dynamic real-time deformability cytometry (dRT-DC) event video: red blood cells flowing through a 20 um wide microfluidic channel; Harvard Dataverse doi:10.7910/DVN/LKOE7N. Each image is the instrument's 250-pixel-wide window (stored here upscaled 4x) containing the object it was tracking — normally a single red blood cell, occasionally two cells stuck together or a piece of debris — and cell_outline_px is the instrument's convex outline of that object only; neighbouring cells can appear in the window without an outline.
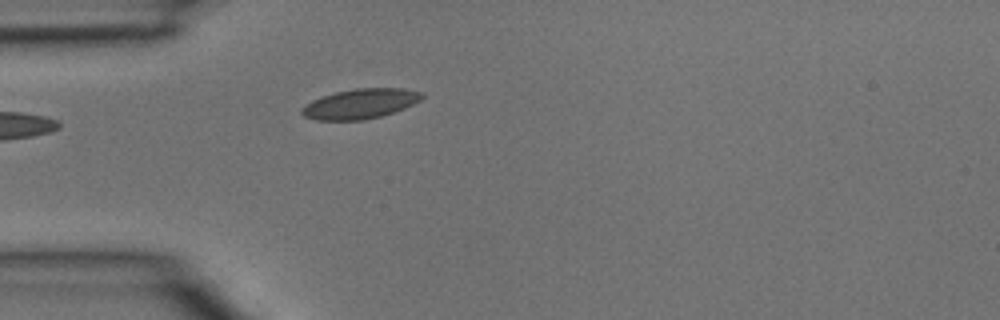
{"species": "common noctule bat (a hibernating species)", "species_latin": "Nyctalus noctula", "temperature_condition": "room temperature", "stored_images_in_passage": 2, "camera_frame_rate_fps": 3000, "um_per_image_px": 0.085, "animal": {"sex": "male", "body_mass_g": 15.6}, "frame": {"image": 1, "passage_image": 2, "time_ms": 0.333, "image_size_px": [1000, 320], "cell_outline_px": [[424, 96], [420, 100], [404, 108], [380, 116], [364, 120], [316, 120], [304, 116], [300, 112], [300, 108], [304, 104], [312, 100], [336, 92], [356, 88], [404, 88], [424, 92]], "centroid_in_image_um": [30.61, 8.81], "position_along_channel_um": 54.4, "area_um2": 20.92}}